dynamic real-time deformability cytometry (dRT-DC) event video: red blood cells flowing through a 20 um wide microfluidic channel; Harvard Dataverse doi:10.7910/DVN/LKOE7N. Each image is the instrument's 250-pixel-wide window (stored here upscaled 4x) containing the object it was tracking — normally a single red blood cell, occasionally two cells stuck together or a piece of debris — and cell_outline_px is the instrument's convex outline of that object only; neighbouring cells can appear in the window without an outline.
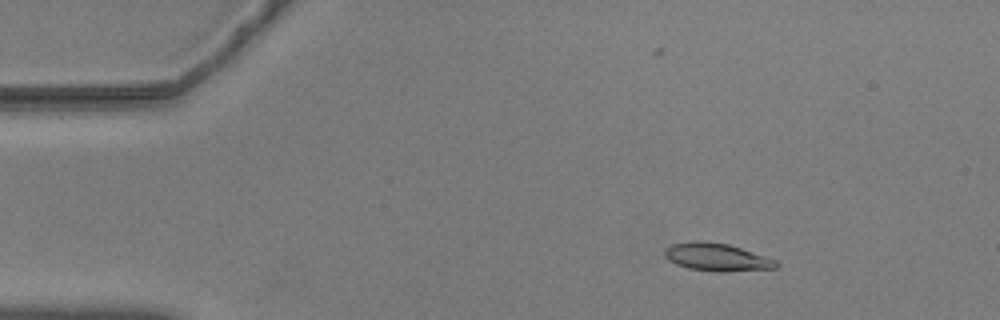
{"species": "common noctule bat (a hibernating species)", "species_latin": "Nyctalus noctula", "temperature_condition": "warm", "stored_images_in_passage": 57, "camera_frame_rate_fps": 3000, "um_per_image_px": 0.085, "animal": {"sex": "male", "body_mass_g": 20.5, "forearm_length_mm": 52.5}, "frame": {"image": 1, "passage_image": 9, "time_ms": 2.667, "image_size_px": [1000, 320], "cell_outline_px": [[780, 264], [776, 268], [720, 272], [716, 272], [688, 268], [676, 264], [668, 260], [664, 256], [664, 248], [672, 244], [696, 240], [704, 240], [728, 244], [776, 260]], "centroid_in_image_um": [60.88, 21.85], "position_along_channel_um": 24.1, "area_um2": 18.09}}
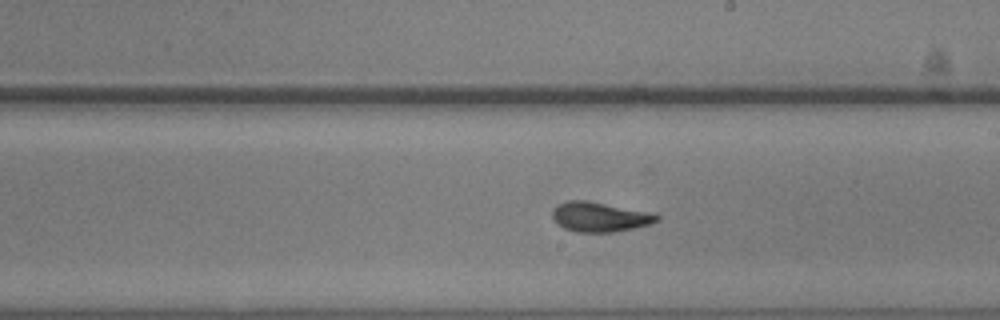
{"frame": {"image": 2, "passage_image": 33, "time_ms": 10.667, "image_size_px": [1000, 320], "cell_outline_px": [[660, 220], [652, 224], [612, 232], [576, 232], [564, 228], [552, 216], [552, 208], [556, 204], [568, 200], [584, 200], [644, 212], [660, 216]], "centroid_in_image_um": [50.92, 18.44], "position_along_channel_um": 238.1, "area_um2": 17.63}}
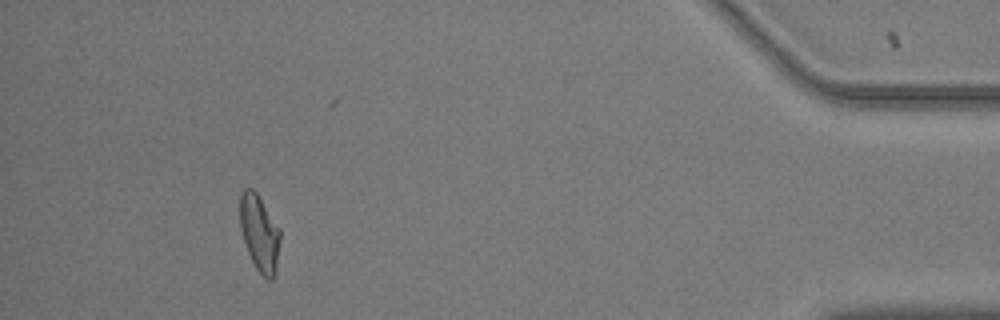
{"frame": {"image": 3, "passage_image": 53, "time_ms": 17.333, "image_size_px": [1000, 320], "cell_outline_px": [[280, 240], [276, 264], [272, 280], [268, 280], [256, 268], [248, 252], [240, 228], [240, 196], [244, 188], [252, 188], [256, 192], [280, 228]], "centroid_in_image_um": [22.05, 19.77], "position_along_channel_um": 413.2, "area_um2": 17.57}, "authors_computed_cell_mechanics": {"area_um2": 17.629, "velocity_mm_per_s": 3.5638, "shape_relaxation_time_tau1_ms": 3.6213, "shape_relaxation_time_tau2_ms": 1.9035, "deformation_change_tau1": 0.1554, "deformation_change_tau2": 0.0767}}